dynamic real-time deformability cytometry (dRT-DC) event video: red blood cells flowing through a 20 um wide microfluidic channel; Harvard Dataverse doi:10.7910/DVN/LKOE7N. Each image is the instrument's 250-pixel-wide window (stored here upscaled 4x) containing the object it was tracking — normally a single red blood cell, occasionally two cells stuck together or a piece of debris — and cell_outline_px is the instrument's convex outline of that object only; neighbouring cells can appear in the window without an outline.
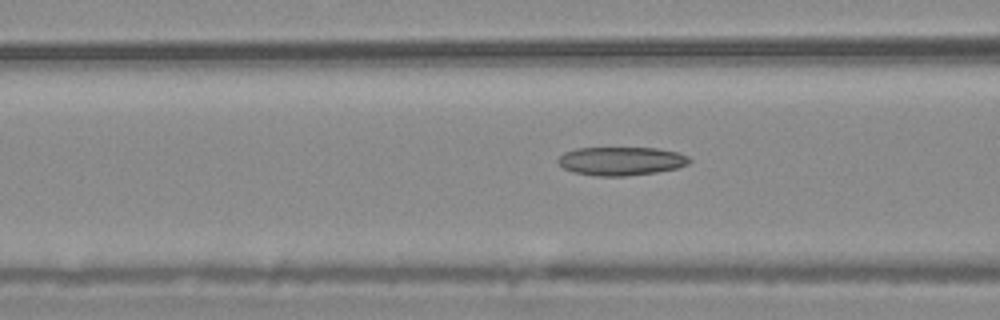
{"species": "common noctule bat (a hibernating species)", "species_latin": "Nyctalus noctula", "temperature_condition": "warm", "stored_images_in_passage": 40, "camera_frame_rate_fps": 3000, "um_per_image_px": 0.085, "animal": {"sex": "male", "body_mass_g": 20.4}, "frame": {"image": 1, "passage_image": 16, "time_ms": 5.0, "image_size_px": [1000, 320], "cell_outline_px": [[692, 160], [688, 164], [676, 168], [656, 172], [624, 176], [596, 176], [572, 172], [564, 168], [556, 160], [564, 152], [576, 148], [656, 148], [676, 152], [688, 156]], "centroid_in_image_um": [52.77, 13.69], "position_along_channel_um": 113.8, "area_um2": 21.79}}
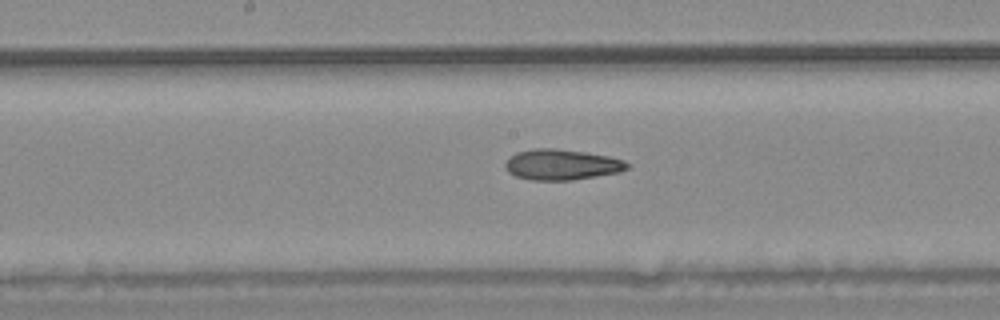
{"frame": {"image": 2, "passage_image": 23, "time_ms": 7.333, "image_size_px": [1000, 320], "cell_outline_px": [[632, 164], [628, 168], [620, 172], [572, 180], [532, 180], [516, 176], [508, 172], [504, 168], [504, 164], [516, 152], [532, 148], [556, 148], [584, 152], [608, 156], [624, 160]], "centroid_in_image_um": [47.75, 13.99], "position_along_channel_um": 200.4, "area_um2": 21.85}}
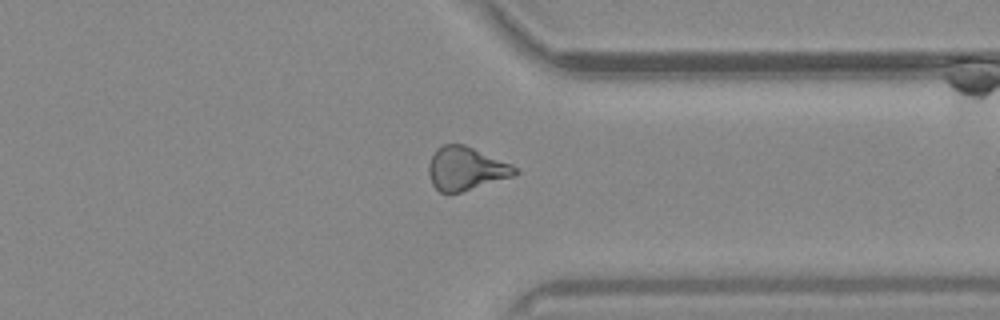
{"frame": {"image": 3, "passage_image": 37, "time_ms": 12.0, "image_size_px": [1000, 320], "cell_outline_px": [[520, 172], [512, 176], [460, 192], [440, 192], [432, 184], [428, 172], [428, 164], [436, 148], [444, 144], [464, 144], [512, 164]], "centroid_in_image_um": [39.58, 14.31], "position_along_channel_um": 371.8, "area_um2": 21.56}}